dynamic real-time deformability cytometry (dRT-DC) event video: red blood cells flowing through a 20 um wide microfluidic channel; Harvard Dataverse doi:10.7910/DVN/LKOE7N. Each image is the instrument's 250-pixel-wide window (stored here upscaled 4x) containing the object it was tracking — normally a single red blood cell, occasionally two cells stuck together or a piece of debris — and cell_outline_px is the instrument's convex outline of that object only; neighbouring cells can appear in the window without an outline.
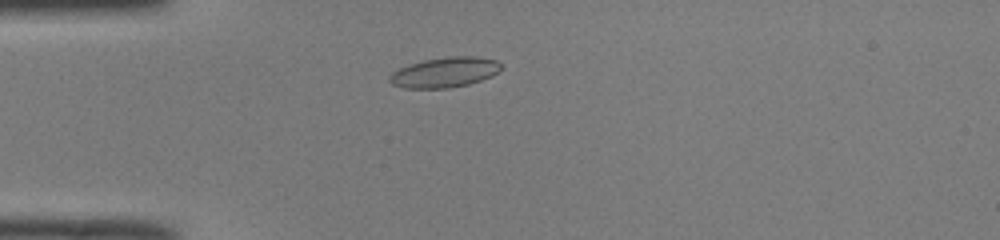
{"species": "common noctule bat (a hibernating species)", "species_latin": "Nyctalus noctula", "temperature_condition": "room temperature", "stored_images_in_passage": 39, "camera_frame_rate_fps": 3000, "um_per_image_px": 0.085, "animal": {"sex": "male", "body_mass_g": 19.0, "forearm_length_mm": 50.8}, "frame": {"image": 1, "passage_image": 3, "time_ms": 0.667, "image_size_px": [1000, 240], "cell_outline_px": [[500, 68], [492, 76], [468, 84], [448, 88], [404, 88], [392, 84], [388, 80], [388, 76], [392, 72], [400, 68], [424, 60], [448, 56], [476, 56], [496, 60], [500, 64]], "centroid_in_image_um": [37.77, 6.15], "position_along_channel_um": 47.2, "area_um2": 19.42}}
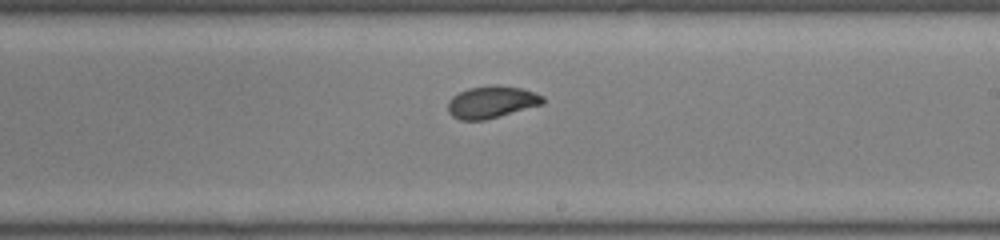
{"frame": {"image": 2, "passage_image": 19, "time_ms": 6.0, "image_size_px": [1000, 240], "cell_outline_px": [[544, 104], [500, 116], [484, 120], [460, 120], [452, 116], [448, 112], [448, 100], [452, 96], [468, 88], [492, 84], [496, 84], [520, 88], [544, 96]], "centroid_in_image_um": [41.77, 8.67], "position_along_channel_um": 247.2, "area_um2": 17.86}}
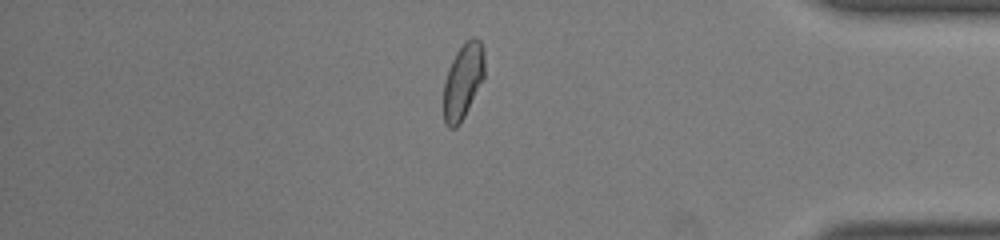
{"frame": {"image": 3, "passage_image": 32, "time_ms": 10.333, "image_size_px": [1000, 240], "cell_outline_px": [[484, 76], [460, 124], [456, 128], [448, 128], [444, 124], [444, 80], [448, 68], [456, 52], [464, 40], [472, 36], [476, 36], [480, 40], [484, 48]], "centroid_in_image_um": [39.35, 6.84], "position_along_channel_um": 395.9, "area_um2": 18.15}, "authors_computed_cell_mechanics": {"area_um2": 18.207, "velocity_mm_per_s": 4.0724, "shape_relaxation_time_tau1_ms": 3.248, "shape_relaxation_time_tau2_ms": 1.0952, "deformation_change_tau1": 0.1148, "deformation_change_tau2": 0.0511}}